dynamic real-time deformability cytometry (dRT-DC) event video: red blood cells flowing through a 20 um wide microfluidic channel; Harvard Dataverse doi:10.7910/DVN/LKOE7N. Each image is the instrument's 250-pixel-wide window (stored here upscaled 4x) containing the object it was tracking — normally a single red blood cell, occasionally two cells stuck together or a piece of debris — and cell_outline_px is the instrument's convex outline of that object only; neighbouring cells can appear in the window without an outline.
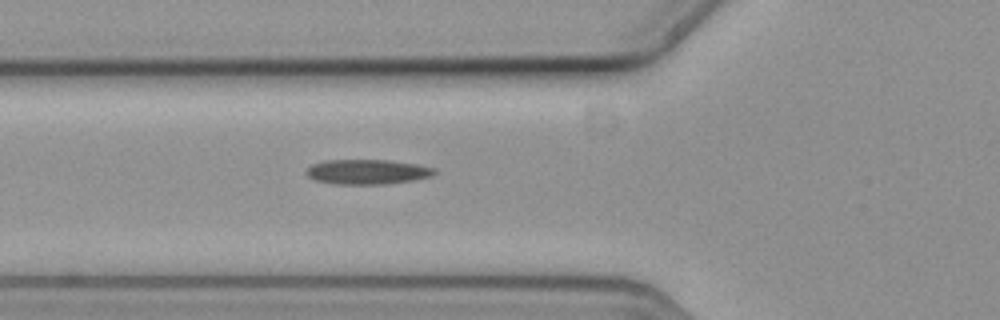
{"species": "common noctule bat (a hibernating species)", "species_latin": "Nyctalus noctula", "temperature_condition": "cold", "stored_images_in_passage": 4, "camera_frame_rate_fps": 3000, "um_per_image_px": 0.085, "animal": {"sex": "female", "body_mass_g": 19.3, "forearm_length_mm": 54.1}, "frame": {"image": 1, "passage_image": 4, "time_ms": 1.0, "image_size_px": [1000, 320], "cell_outline_px": [[436, 172], [428, 176], [412, 180], [384, 184], [336, 184], [316, 180], [308, 176], [304, 172], [312, 164], [324, 160], [392, 160], [416, 164], [436, 168]], "centroid_in_image_um": [31.19, 14.59], "position_along_channel_um": 94.6, "area_um2": 18.44}}